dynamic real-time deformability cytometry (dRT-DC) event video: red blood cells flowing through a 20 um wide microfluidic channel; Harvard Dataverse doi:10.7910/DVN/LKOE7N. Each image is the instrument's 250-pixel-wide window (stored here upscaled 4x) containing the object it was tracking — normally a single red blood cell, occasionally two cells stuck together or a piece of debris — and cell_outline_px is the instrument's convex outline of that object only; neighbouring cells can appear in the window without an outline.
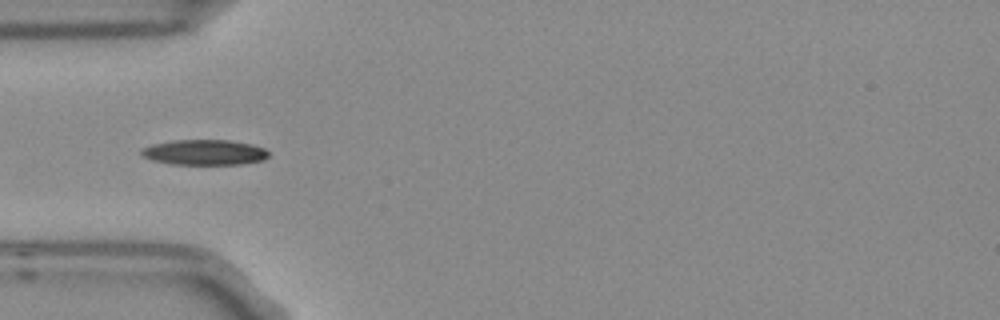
{"species": "Egyptian fruit bat (a non-hibernating species)", "species_latin": "Rousettus aegyptiacus", "temperature_condition": "room temperature", "stored_images_in_passage": 7, "camera_frame_rate_fps": 3000, "um_per_image_px": 0.085, "frame": {"image": 1, "passage_image": 4, "time_ms": 1.0, "image_size_px": [1000, 320], "cell_outline_px": [[268, 156], [264, 160], [240, 164], [172, 164], [152, 160], [144, 156], [140, 152], [140, 148], [152, 144], [172, 140], [228, 140], [252, 144], [264, 148], [268, 152]], "centroid_in_image_um": [17.36, 12.94], "position_along_channel_um": 67.6, "area_um2": 18.79}}
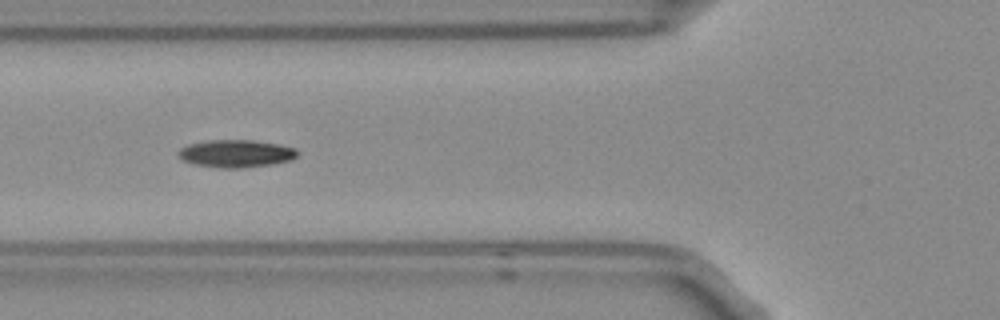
{"frame": {"image": 2, "passage_image": 5, "time_ms": 1.333, "image_size_px": [1000, 320], "cell_outline_px": [[296, 156], [288, 160], [272, 164], [244, 168], [216, 168], [196, 164], [184, 160], [176, 152], [180, 148], [188, 144], [208, 140], [252, 140], [276, 144], [296, 148]], "centroid_in_image_um": [20.02, 13.05], "position_along_channel_um": 105.8, "area_um2": 18.96}}